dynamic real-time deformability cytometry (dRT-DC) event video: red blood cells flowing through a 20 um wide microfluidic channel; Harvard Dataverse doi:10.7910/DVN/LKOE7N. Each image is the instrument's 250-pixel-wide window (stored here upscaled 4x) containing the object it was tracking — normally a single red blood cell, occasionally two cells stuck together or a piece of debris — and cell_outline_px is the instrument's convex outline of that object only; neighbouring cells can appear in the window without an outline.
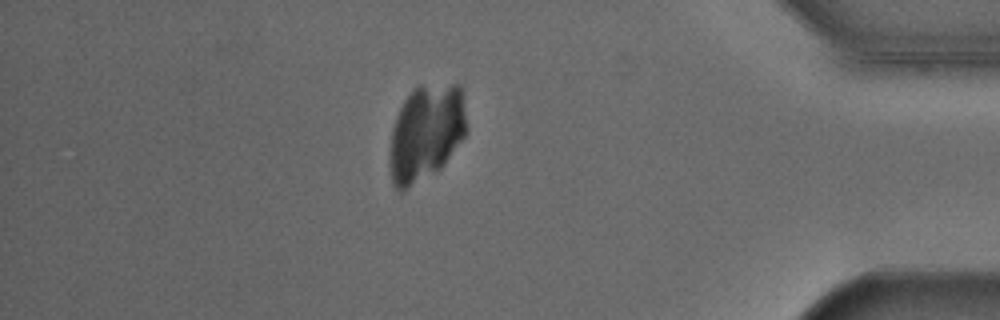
{"species": "Egyptian fruit bat (a non-hibernating species)", "species_latin": "Rousettus aegyptiacus", "temperature_condition": "cold", "stored_images_in_passage": 37, "camera_frame_rate_fps": 3000, "um_per_image_px": 0.085, "animal": {"sex": "male"}, "frame": {"image": 1, "passage_image": 30, "time_ms": 9.667, "image_size_px": [1000, 320], "cell_outline_px": [[468, 128], [464, 136], [444, 164], [440, 168], [404, 192], [400, 192], [392, 184], [392, 128], [396, 116], [404, 100], [420, 84], [460, 84]], "centroid_in_image_um": [36.24, 11.27], "position_along_channel_um": 399.0, "area_um2": 42.71}}